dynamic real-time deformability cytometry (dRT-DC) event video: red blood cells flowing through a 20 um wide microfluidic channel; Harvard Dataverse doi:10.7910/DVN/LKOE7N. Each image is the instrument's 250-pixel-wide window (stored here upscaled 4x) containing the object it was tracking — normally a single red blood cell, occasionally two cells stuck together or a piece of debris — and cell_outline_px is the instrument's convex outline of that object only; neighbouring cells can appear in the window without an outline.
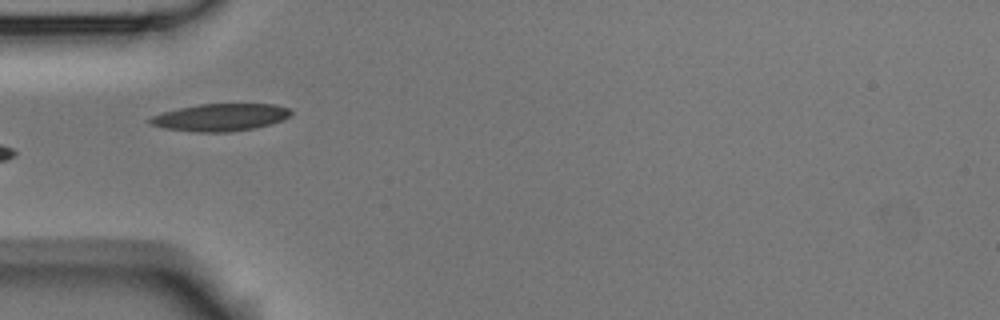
{"species": "Egyptian fruit bat (a non-hibernating species)", "species_latin": "Rousettus aegyptiacus", "temperature_condition": "room temperature", "stored_images_in_passage": 6, "camera_frame_rate_fps": 3000, "um_per_image_px": 0.085, "animal": {"sex": "male"}, "frame": {"image": 1, "passage_image": 4, "time_ms": 1.0, "image_size_px": [1000, 320], "cell_outline_px": [[292, 112], [288, 116], [272, 124], [256, 128], [228, 132], [196, 132], [164, 128], [148, 124], [148, 120], [152, 116], [164, 112], [180, 108], [200, 104], [276, 104], [288, 108]], "centroid_in_image_um": [18.72, 9.98], "position_along_channel_um": 66.3, "area_um2": 22.37}}
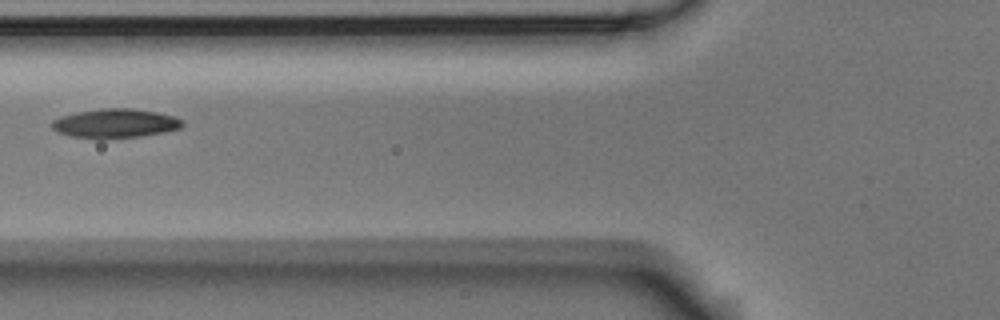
{"frame": {"image": 2, "passage_image": 5, "time_ms": 1.333, "image_size_px": [1000, 320], "cell_outline_px": [[184, 124], [180, 128], [164, 132], [140, 136], [100, 140], [68, 136], [56, 132], [52, 128], [52, 120], [76, 112], [104, 108], [132, 108], [156, 112], [172, 116], [184, 120]], "centroid_in_image_um": [9.77, 10.51], "position_along_channel_um": 116.0, "area_um2": 22.37}}
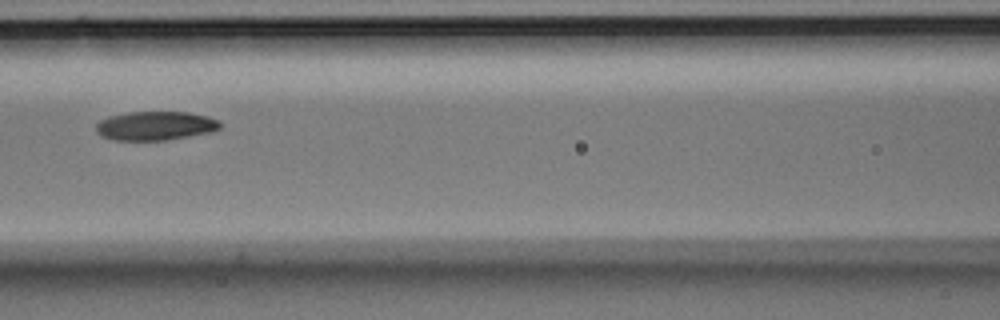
{"frame": {"image": 3, "passage_image": 6, "time_ms": 1.667, "image_size_px": [1000, 320], "cell_outline_px": [[220, 128], [212, 132], [164, 140], [116, 140], [100, 136], [96, 132], [96, 124], [100, 120], [112, 116], [128, 112], [188, 112], [208, 116], [220, 120]], "centroid_in_image_um": [13.22, 10.69], "position_along_channel_um": 153.4, "area_um2": 20.87}}